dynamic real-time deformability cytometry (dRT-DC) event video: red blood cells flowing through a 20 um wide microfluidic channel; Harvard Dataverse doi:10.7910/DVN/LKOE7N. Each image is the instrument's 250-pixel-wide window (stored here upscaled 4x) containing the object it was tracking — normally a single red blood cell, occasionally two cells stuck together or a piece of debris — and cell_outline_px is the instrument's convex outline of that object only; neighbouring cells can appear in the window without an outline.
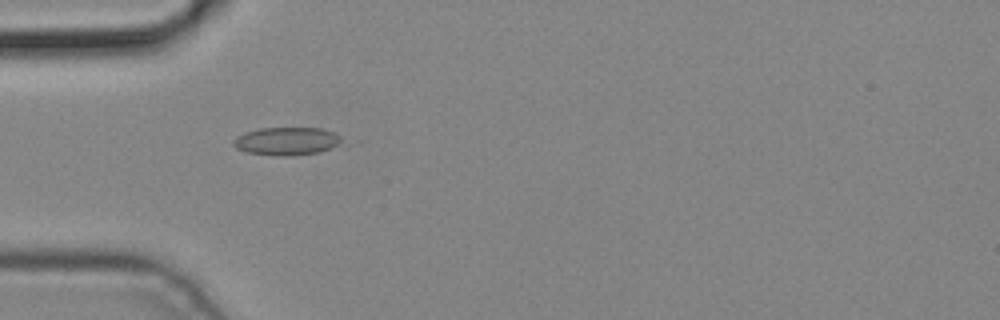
{"species": "common noctule bat (a hibernating species)", "species_latin": "Nyctalus noctula", "temperature_condition": "cold", "stored_images_in_passage": 4, "camera_frame_rate_fps": 3000, "um_per_image_px": 0.085, "animal": {"sex": "male", "body_mass_g": 19.2, "forearm_length_mm": 51.8}, "frame": {"image": 1, "passage_image": 2, "time_ms": 0.333, "image_size_px": [1000, 320], "cell_outline_px": [[344, 140], [332, 148], [320, 152], [292, 156], [272, 156], [248, 152], [236, 148], [232, 144], [232, 140], [236, 136], [244, 132], [260, 128], [320, 128], [332, 132], [340, 136]], "centroid_in_image_um": [24.34, 12.0], "position_along_channel_um": 60.7, "area_um2": 17.86}}
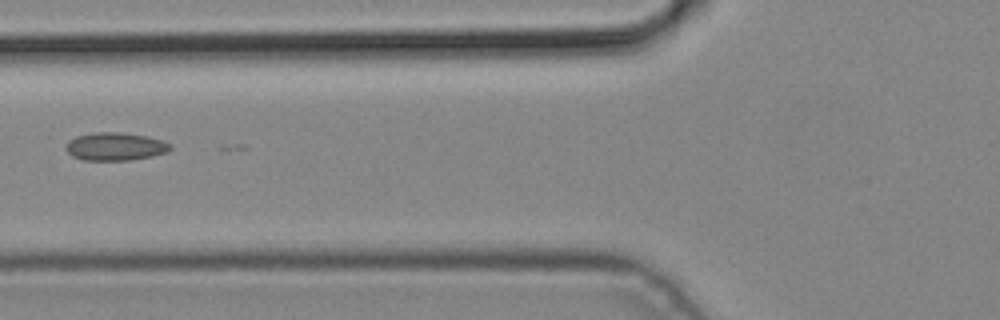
{"frame": {"image": 2, "passage_image": 3, "time_ms": 0.667, "image_size_px": [1000, 320], "cell_outline_px": [[172, 148], [168, 152], [152, 156], [128, 160], [84, 160], [72, 156], [64, 148], [68, 140], [76, 136], [92, 132], [120, 132], [148, 136], [172, 144]], "centroid_in_image_um": [9.78, 12.44], "position_along_channel_um": 116.0, "area_um2": 17.17}}
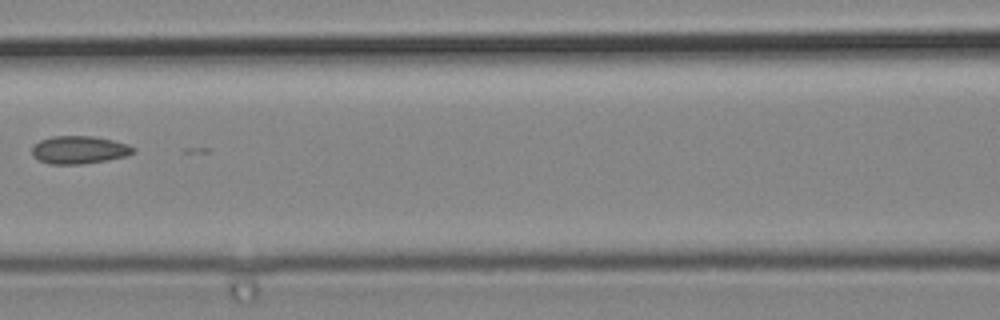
{"frame": {"image": 3, "passage_image": 4, "time_ms": 1.0, "image_size_px": [1000, 320], "cell_outline_px": [[136, 152], [128, 156], [108, 160], [80, 164], [48, 164], [32, 156], [32, 148], [40, 140], [52, 136], [96, 136], [128, 144], [136, 148]], "centroid_in_image_um": [6.77, 12.74], "position_along_channel_um": 159.8, "area_um2": 16.59}}